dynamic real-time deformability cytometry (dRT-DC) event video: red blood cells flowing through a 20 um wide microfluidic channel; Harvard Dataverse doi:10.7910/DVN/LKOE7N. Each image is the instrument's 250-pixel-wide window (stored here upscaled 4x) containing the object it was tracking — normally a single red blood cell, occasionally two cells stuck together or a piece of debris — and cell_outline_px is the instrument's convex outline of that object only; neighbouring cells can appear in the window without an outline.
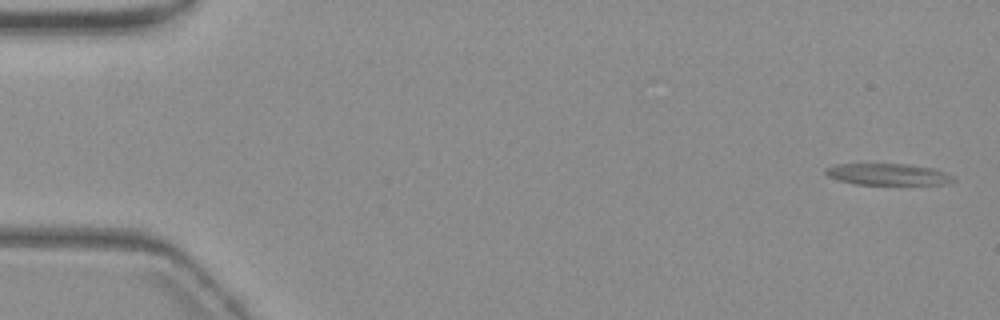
{"species": "common noctule bat (a hibernating species)", "species_latin": "Nyctalus noctula", "temperature_condition": "warm", "stored_images_in_passage": 57, "camera_frame_rate_fps": 3000, "um_per_image_px": 0.085, "animal": {"sex": "female", "body_mass_g": 19.3, "forearm_length_mm": 54.1}, "frame": {"image": 1, "passage_image": 2, "time_ms": 0.333, "image_size_px": [1000, 320], "cell_outline_px": [[956, 180], [944, 184], [856, 184], [840, 180], [828, 176], [824, 172], [824, 168], [836, 164], [908, 164], [936, 168], [956, 176]], "centroid_in_image_um": [75.53, 14.81], "position_along_channel_um": 9.5, "area_um2": 16.13}}
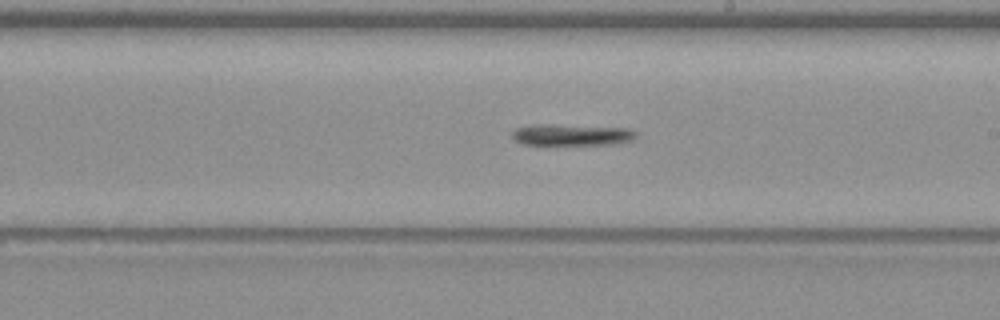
{"frame": {"image": 2, "passage_image": 33, "time_ms": 10.667, "image_size_px": [1000, 320], "cell_outline_px": [[636, 136], [632, 140], [620, 144], [524, 144], [516, 140], [512, 136], [512, 132], [516, 128], [532, 124], [552, 124], [628, 128], [636, 132]], "centroid_in_image_um": [48.61, 11.45], "position_along_channel_um": 240.4, "area_um2": 15.43}}
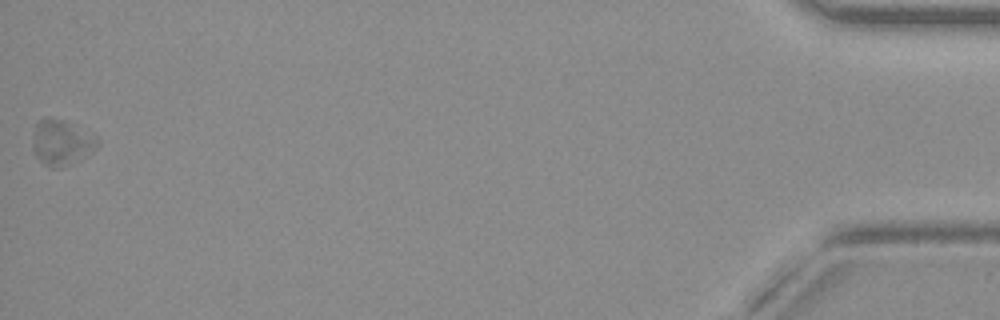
{"frame": {"image": 3, "passage_image": 57, "time_ms": 18.667, "image_size_px": [1000, 320], "cell_outline_px": [[100, 140], [96, 148], [92, 152], [80, 160], [72, 164], [60, 168], [52, 168], [44, 164], [36, 156], [32, 148], [32, 144], [36, 124], [44, 116], [48, 116], [60, 120], [96, 136]], "centroid_in_image_um": [5.22, 12.14], "position_along_channel_um": 430.0, "area_um2": 17.05}, "authors_computed_cell_mechanics": {"area_um2": 15.317, "velocity_mm_per_s": 3.6387, "shape_relaxation_time_tau1_ms": 6.7818, "shape_relaxation_time_tau2_ms": null, "deformation_change_tau1": 0.2547, "deformation_change_tau2": null}}